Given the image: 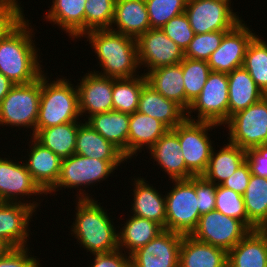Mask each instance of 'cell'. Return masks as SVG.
<instances>
[{
	"label": "cell",
	"instance_id": "603a6c76",
	"mask_svg": "<svg viewBox=\"0 0 267 267\" xmlns=\"http://www.w3.org/2000/svg\"><path fill=\"white\" fill-rule=\"evenodd\" d=\"M110 29L135 39L150 30L145 0H116Z\"/></svg>",
	"mask_w": 267,
	"mask_h": 267
},
{
	"label": "cell",
	"instance_id": "e575fe53",
	"mask_svg": "<svg viewBox=\"0 0 267 267\" xmlns=\"http://www.w3.org/2000/svg\"><path fill=\"white\" fill-rule=\"evenodd\" d=\"M243 199L248 219L258 229H267V178L251 174Z\"/></svg>",
	"mask_w": 267,
	"mask_h": 267
},
{
	"label": "cell",
	"instance_id": "8992f818",
	"mask_svg": "<svg viewBox=\"0 0 267 267\" xmlns=\"http://www.w3.org/2000/svg\"><path fill=\"white\" fill-rule=\"evenodd\" d=\"M41 76L28 84H15L0 103V126L23 127L36 134Z\"/></svg>",
	"mask_w": 267,
	"mask_h": 267
},
{
	"label": "cell",
	"instance_id": "d6986e66",
	"mask_svg": "<svg viewBox=\"0 0 267 267\" xmlns=\"http://www.w3.org/2000/svg\"><path fill=\"white\" fill-rule=\"evenodd\" d=\"M30 137L32 142L29 141L31 145L29 151H31L28 153L25 165L33 180L47 193L59 178L62 160L33 136Z\"/></svg>",
	"mask_w": 267,
	"mask_h": 267
},
{
	"label": "cell",
	"instance_id": "8d00e7d4",
	"mask_svg": "<svg viewBox=\"0 0 267 267\" xmlns=\"http://www.w3.org/2000/svg\"><path fill=\"white\" fill-rule=\"evenodd\" d=\"M243 67L248 71L258 88L267 95V43L256 35L249 43Z\"/></svg>",
	"mask_w": 267,
	"mask_h": 267
},
{
	"label": "cell",
	"instance_id": "277c9868",
	"mask_svg": "<svg viewBox=\"0 0 267 267\" xmlns=\"http://www.w3.org/2000/svg\"><path fill=\"white\" fill-rule=\"evenodd\" d=\"M47 74L41 75V96L36 133L40 129L81 121L79 120L77 87L65 77L49 82Z\"/></svg>",
	"mask_w": 267,
	"mask_h": 267
},
{
	"label": "cell",
	"instance_id": "484cf974",
	"mask_svg": "<svg viewBox=\"0 0 267 267\" xmlns=\"http://www.w3.org/2000/svg\"><path fill=\"white\" fill-rule=\"evenodd\" d=\"M179 267H227V251L183 235Z\"/></svg>",
	"mask_w": 267,
	"mask_h": 267
},
{
	"label": "cell",
	"instance_id": "52a82bcc",
	"mask_svg": "<svg viewBox=\"0 0 267 267\" xmlns=\"http://www.w3.org/2000/svg\"><path fill=\"white\" fill-rule=\"evenodd\" d=\"M171 181L174 183V188L165 193V229L182 235H191L201 216L195 193V176Z\"/></svg>",
	"mask_w": 267,
	"mask_h": 267
},
{
	"label": "cell",
	"instance_id": "5bb4252c",
	"mask_svg": "<svg viewBox=\"0 0 267 267\" xmlns=\"http://www.w3.org/2000/svg\"><path fill=\"white\" fill-rule=\"evenodd\" d=\"M138 61L140 68L150 70L162 66L179 64L184 58V51L161 28L150 29L137 39Z\"/></svg>",
	"mask_w": 267,
	"mask_h": 267
},
{
	"label": "cell",
	"instance_id": "ba28073f",
	"mask_svg": "<svg viewBox=\"0 0 267 267\" xmlns=\"http://www.w3.org/2000/svg\"><path fill=\"white\" fill-rule=\"evenodd\" d=\"M195 111L198 112V116L194 118L192 112L195 113ZM186 119L224 126L229 119L228 75L226 73L215 71L209 73L201 93L186 111Z\"/></svg>",
	"mask_w": 267,
	"mask_h": 267
},
{
	"label": "cell",
	"instance_id": "5b68a950",
	"mask_svg": "<svg viewBox=\"0 0 267 267\" xmlns=\"http://www.w3.org/2000/svg\"><path fill=\"white\" fill-rule=\"evenodd\" d=\"M124 162L92 159L75 153L66 159H62L59 178L56 184L46 193V196L53 192L55 194L59 191V188L60 190H63L62 188L64 190L66 188H77L79 193L77 192L76 199H93L92 195L90 196L85 190L83 191V188L85 189L91 184L95 186L96 183L106 180ZM79 186L83 188L81 189Z\"/></svg>",
	"mask_w": 267,
	"mask_h": 267
},
{
	"label": "cell",
	"instance_id": "d4e9b609",
	"mask_svg": "<svg viewBox=\"0 0 267 267\" xmlns=\"http://www.w3.org/2000/svg\"><path fill=\"white\" fill-rule=\"evenodd\" d=\"M169 129L156 118L141 112L130 114L128 133V159L141 153L144 146L150 149Z\"/></svg>",
	"mask_w": 267,
	"mask_h": 267
},
{
	"label": "cell",
	"instance_id": "d6a6232c",
	"mask_svg": "<svg viewBox=\"0 0 267 267\" xmlns=\"http://www.w3.org/2000/svg\"><path fill=\"white\" fill-rule=\"evenodd\" d=\"M130 217L126 220L124 226L120 228V232L118 231V249L124 250V253L128 255L145 246L164 230L155 221L134 215Z\"/></svg>",
	"mask_w": 267,
	"mask_h": 267
},
{
	"label": "cell",
	"instance_id": "30bf717a",
	"mask_svg": "<svg viewBox=\"0 0 267 267\" xmlns=\"http://www.w3.org/2000/svg\"><path fill=\"white\" fill-rule=\"evenodd\" d=\"M224 125L229 130L228 142L242 149L267 144V96L230 116Z\"/></svg>",
	"mask_w": 267,
	"mask_h": 267
},
{
	"label": "cell",
	"instance_id": "7dc6e473",
	"mask_svg": "<svg viewBox=\"0 0 267 267\" xmlns=\"http://www.w3.org/2000/svg\"><path fill=\"white\" fill-rule=\"evenodd\" d=\"M246 162L251 174L267 178V144L247 149Z\"/></svg>",
	"mask_w": 267,
	"mask_h": 267
},
{
	"label": "cell",
	"instance_id": "1f68e13d",
	"mask_svg": "<svg viewBox=\"0 0 267 267\" xmlns=\"http://www.w3.org/2000/svg\"><path fill=\"white\" fill-rule=\"evenodd\" d=\"M147 83L166 99L173 100L186 111V94L181 64L162 66L150 70Z\"/></svg>",
	"mask_w": 267,
	"mask_h": 267
},
{
	"label": "cell",
	"instance_id": "9a60e30c",
	"mask_svg": "<svg viewBox=\"0 0 267 267\" xmlns=\"http://www.w3.org/2000/svg\"><path fill=\"white\" fill-rule=\"evenodd\" d=\"M242 22L245 21L224 35L220 46L210 55L207 64L211 71L229 74L243 67L247 47L256 34Z\"/></svg>",
	"mask_w": 267,
	"mask_h": 267
},
{
	"label": "cell",
	"instance_id": "cb8c5ba5",
	"mask_svg": "<svg viewBox=\"0 0 267 267\" xmlns=\"http://www.w3.org/2000/svg\"><path fill=\"white\" fill-rule=\"evenodd\" d=\"M134 179L132 215L157 222L165 229L166 224V200L156 187L147 183L145 178Z\"/></svg>",
	"mask_w": 267,
	"mask_h": 267
},
{
	"label": "cell",
	"instance_id": "c3c4849f",
	"mask_svg": "<svg viewBox=\"0 0 267 267\" xmlns=\"http://www.w3.org/2000/svg\"><path fill=\"white\" fill-rule=\"evenodd\" d=\"M122 252L117 249L109 253L94 254L91 267H131V256Z\"/></svg>",
	"mask_w": 267,
	"mask_h": 267
},
{
	"label": "cell",
	"instance_id": "7bdbcfd3",
	"mask_svg": "<svg viewBox=\"0 0 267 267\" xmlns=\"http://www.w3.org/2000/svg\"><path fill=\"white\" fill-rule=\"evenodd\" d=\"M161 30L183 49V51H185L195 36L185 12L171 18L161 27Z\"/></svg>",
	"mask_w": 267,
	"mask_h": 267
},
{
	"label": "cell",
	"instance_id": "d590c367",
	"mask_svg": "<svg viewBox=\"0 0 267 267\" xmlns=\"http://www.w3.org/2000/svg\"><path fill=\"white\" fill-rule=\"evenodd\" d=\"M146 83L147 79L143 73L130 78H113V110L127 114L136 112L142 88Z\"/></svg>",
	"mask_w": 267,
	"mask_h": 267
},
{
	"label": "cell",
	"instance_id": "4dcf8cb0",
	"mask_svg": "<svg viewBox=\"0 0 267 267\" xmlns=\"http://www.w3.org/2000/svg\"><path fill=\"white\" fill-rule=\"evenodd\" d=\"M223 146L216 153L213 147L207 169L202 175L216 186L221 185L246 161L245 149L230 142Z\"/></svg>",
	"mask_w": 267,
	"mask_h": 267
},
{
	"label": "cell",
	"instance_id": "f35d334b",
	"mask_svg": "<svg viewBox=\"0 0 267 267\" xmlns=\"http://www.w3.org/2000/svg\"><path fill=\"white\" fill-rule=\"evenodd\" d=\"M215 210L242 221L251 231L258 229L248 219L243 195L221 185L216 186Z\"/></svg>",
	"mask_w": 267,
	"mask_h": 267
},
{
	"label": "cell",
	"instance_id": "bcb514c9",
	"mask_svg": "<svg viewBox=\"0 0 267 267\" xmlns=\"http://www.w3.org/2000/svg\"><path fill=\"white\" fill-rule=\"evenodd\" d=\"M29 251V247L11 249L0 258V267H40V260L31 256Z\"/></svg>",
	"mask_w": 267,
	"mask_h": 267
},
{
	"label": "cell",
	"instance_id": "44dd1931",
	"mask_svg": "<svg viewBox=\"0 0 267 267\" xmlns=\"http://www.w3.org/2000/svg\"><path fill=\"white\" fill-rule=\"evenodd\" d=\"M137 111L156 118L169 130L174 129L186 119V111L180 105L173 100L166 99L148 83L142 88Z\"/></svg>",
	"mask_w": 267,
	"mask_h": 267
},
{
	"label": "cell",
	"instance_id": "681fc988",
	"mask_svg": "<svg viewBox=\"0 0 267 267\" xmlns=\"http://www.w3.org/2000/svg\"><path fill=\"white\" fill-rule=\"evenodd\" d=\"M251 172L248 163L245 161L227 180H225L221 186L231 189L241 195L245 193V190L249 184Z\"/></svg>",
	"mask_w": 267,
	"mask_h": 267
},
{
	"label": "cell",
	"instance_id": "e0dca14e",
	"mask_svg": "<svg viewBox=\"0 0 267 267\" xmlns=\"http://www.w3.org/2000/svg\"><path fill=\"white\" fill-rule=\"evenodd\" d=\"M76 85L78 90L79 112L82 118L113 110V78L100 76L92 71L84 74ZM89 115H86V114Z\"/></svg>",
	"mask_w": 267,
	"mask_h": 267
},
{
	"label": "cell",
	"instance_id": "4fadbf2b",
	"mask_svg": "<svg viewBox=\"0 0 267 267\" xmlns=\"http://www.w3.org/2000/svg\"><path fill=\"white\" fill-rule=\"evenodd\" d=\"M0 157V202L23 203L34 207L37 210L38 202L21 199L24 196L28 199L30 196H42L46 193L33 180L31 174L27 171L23 161L14 162L12 159ZM42 194V195H41ZM19 200V201H18ZM28 201V202H27ZM32 202V203H31Z\"/></svg>",
	"mask_w": 267,
	"mask_h": 267
},
{
	"label": "cell",
	"instance_id": "8fae6325",
	"mask_svg": "<svg viewBox=\"0 0 267 267\" xmlns=\"http://www.w3.org/2000/svg\"><path fill=\"white\" fill-rule=\"evenodd\" d=\"M230 5L223 0H187L185 14L195 34L230 31L243 20Z\"/></svg>",
	"mask_w": 267,
	"mask_h": 267
},
{
	"label": "cell",
	"instance_id": "3957f363",
	"mask_svg": "<svg viewBox=\"0 0 267 267\" xmlns=\"http://www.w3.org/2000/svg\"><path fill=\"white\" fill-rule=\"evenodd\" d=\"M96 199H77L71 234L91 254L109 253L118 249V230L107 210Z\"/></svg>",
	"mask_w": 267,
	"mask_h": 267
},
{
	"label": "cell",
	"instance_id": "6da1fadb",
	"mask_svg": "<svg viewBox=\"0 0 267 267\" xmlns=\"http://www.w3.org/2000/svg\"><path fill=\"white\" fill-rule=\"evenodd\" d=\"M29 21L24 19L0 41V72L14 84L31 83L44 73Z\"/></svg>",
	"mask_w": 267,
	"mask_h": 267
},
{
	"label": "cell",
	"instance_id": "ac0fdd59",
	"mask_svg": "<svg viewBox=\"0 0 267 267\" xmlns=\"http://www.w3.org/2000/svg\"><path fill=\"white\" fill-rule=\"evenodd\" d=\"M35 208L16 202H0V239L12 248L28 247L29 221Z\"/></svg>",
	"mask_w": 267,
	"mask_h": 267
},
{
	"label": "cell",
	"instance_id": "2e32d148",
	"mask_svg": "<svg viewBox=\"0 0 267 267\" xmlns=\"http://www.w3.org/2000/svg\"><path fill=\"white\" fill-rule=\"evenodd\" d=\"M183 235L164 229L131 256V267H179Z\"/></svg>",
	"mask_w": 267,
	"mask_h": 267
},
{
	"label": "cell",
	"instance_id": "836d02e7",
	"mask_svg": "<svg viewBox=\"0 0 267 267\" xmlns=\"http://www.w3.org/2000/svg\"><path fill=\"white\" fill-rule=\"evenodd\" d=\"M79 121L40 129L33 137L61 160L75 154Z\"/></svg>",
	"mask_w": 267,
	"mask_h": 267
},
{
	"label": "cell",
	"instance_id": "74e56055",
	"mask_svg": "<svg viewBox=\"0 0 267 267\" xmlns=\"http://www.w3.org/2000/svg\"><path fill=\"white\" fill-rule=\"evenodd\" d=\"M183 71V83L186 94V111L201 93L211 72L207 61L184 58L180 62Z\"/></svg>",
	"mask_w": 267,
	"mask_h": 267
},
{
	"label": "cell",
	"instance_id": "ab89813d",
	"mask_svg": "<svg viewBox=\"0 0 267 267\" xmlns=\"http://www.w3.org/2000/svg\"><path fill=\"white\" fill-rule=\"evenodd\" d=\"M116 0H87L85 3V34L93 30L110 29Z\"/></svg>",
	"mask_w": 267,
	"mask_h": 267
},
{
	"label": "cell",
	"instance_id": "ffe728a7",
	"mask_svg": "<svg viewBox=\"0 0 267 267\" xmlns=\"http://www.w3.org/2000/svg\"><path fill=\"white\" fill-rule=\"evenodd\" d=\"M149 151L150 159L153 158L171 180L194 177L186 168L179 138L172 130H168Z\"/></svg>",
	"mask_w": 267,
	"mask_h": 267
},
{
	"label": "cell",
	"instance_id": "f907efd6",
	"mask_svg": "<svg viewBox=\"0 0 267 267\" xmlns=\"http://www.w3.org/2000/svg\"><path fill=\"white\" fill-rule=\"evenodd\" d=\"M15 84L0 72V103Z\"/></svg>",
	"mask_w": 267,
	"mask_h": 267
},
{
	"label": "cell",
	"instance_id": "7c38bea8",
	"mask_svg": "<svg viewBox=\"0 0 267 267\" xmlns=\"http://www.w3.org/2000/svg\"><path fill=\"white\" fill-rule=\"evenodd\" d=\"M251 230L240 220L212 210L200 216L191 236L203 243L231 250Z\"/></svg>",
	"mask_w": 267,
	"mask_h": 267
},
{
	"label": "cell",
	"instance_id": "ee69618b",
	"mask_svg": "<svg viewBox=\"0 0 267 267\" xmlns=\"http://www.w3.org/2000/svg\"><path fill=\"white\" fill-rule=\"evenodd\" d=\"M19 0H0V41L12 32L24 19Z\"/></svg>",
	"mask_w": 267,
	"mask_h": 267
},
{
	"label": "cell",
	"instance_id": "f546056e",
	"mask_svg": "<svg viewBox=\"0 0 267 267\" xmlns=\"http://www.w3.org/2000/svg\"><path fill=\"white\" fill-rule=\"evenodd\" d=\"M227 75L229 118L236 112L259 102L265 96L244 67L234 69Z\"/></svg>",
	"mask_w": 267,
	"mask_h": 267
},
{
	"label": "cell",
	"instance_id": "7a4b0ae2",
	"mask_svg": "<svg viewBox=\"0 0 267 267\" xmlns=\"http://www.w3.org/2000/svg\"><path fill=\"white\" fill-rule=\"evenodd\" d=\"M87 35V36H86ZM97 55L102 71L94 73L114 79L139 76L138 48L135 38L112 31L93 30L84 36ZM138 74H137V73Z\"/></svg>",
	"mask_w": 267,
	"mask_h": 267
},
{
	"label": "cell",
	"instance_id": "83f0119b",
	"mask_svg": "<svg viewBox=\"0 0 267 267\" xmlns=\"http://www.w3.org/2000/svg\"><path fill=\"white\" fill-rule=\"evenodd\" d=\"M87 0H53L45 15L47 21L58 25L69 38L85 35V3Z\"/></svg>",
	"mask_w": 267,
	"mask_h": 267
},
{
	"label": "cell",
	"instance_id": "4316f807",
	"mask_svg": "<svg viewBox=\"0 0 267 267\" xmlns=\"http://www.w3.org/2000/svg\"><path fill=\"white\" fill-rule=\"evenodd\" d=\"M86 122L103 138L117 147L128 159V133L130 114L111 110L86 117Z\"/></svg>",
	"mask_w": 267,
	"mask_h": 267
},
{
	"label": "cell",
	"instance_id": "60d3db41",
	"mask_svg": "<svg viewBox=\"0 0 267 267\" xmlns=\"http://www.w3.org/2000/svg\"><path fill=\"white\" fill-rule=\"evenodd\" d=\"M151 29H158L185 12L187 0H145Z\"/></svg>",
	"mask_w": 267,
	"mask_h": 267
},
{
	"label": "cell",
	"instance_id": "b9f144b4",
	"mask_svg": "<svg viewBox=\"0 0 267 267\" xmlns=\"http://www.w3.org/2000/svg\"><path fill=\"white\" fill-rule=\"evenodd\" d=\"M228 31H214L195 34L184 51L185 58L207 61L210 55L220 46Z\"/></svg>",
	"mask_w": 267,
	"mask_h": 267
},
{
	"label": "cell",
	"instance_id": "816d5d0a",
	"mask_svg": "<svg viewBox=\"0 0 267 267\" xmlns=\"http://www.w3.org/2000/svg\"><path fill=\"white\" fill-rule=\"evenodd\" d=\"M11 249H13L6 241L0 239V258L5 256Z\"/></svg>",
	"mask_w": 267,
	"mask_h": 267
},
{
	"label": "cell",
	"instance_id": "f1b7e54d",
	"mask_svg": "<svg viewBox=\"0 0 267 267\" xmlns=\"http://www.w3.org/2000/svg\"><path fill=\"white\" fill-rule=\"evenodd\" d=\"M75 153L104 161H126L124 154L103 138L86 122L80 121L76 136Z\"/></svg>",
	"mask_w": 267,
	"mask_h": 267
},
{
	"label": "cell",
	"instance_id": "f6af8a7d",
	"mask_svg": "<svg viewBox=\"0 0 267 267\" xmlns=\"http://www.w3.org/2000/svg\"><path fill=\"white\" fill-rule=\"evenodd\" d=\"M195 193L199 203V213L203 215L215 210L216 185L202 176H195Z\"/></svg>",
	"mask_w": 267,
	"mask_h": 267
},
{
	"label": "cell",
	"instance_id": "7402d4cb",
	"mask_svg": "<svg viewBox=\"0 0 267 267\" xmlns=\"http://www.w3.org/2000/svg\"><path fill=\"white\" fill-rule=\"evenodd\" d=\"M227 267H267V229L250 231L229 250Z\"/></svg>",
	"mask_w": 267,
	"mask_h": 267
},
{
	"label": "cell",
	"instance_id": "9c48e42d",
	"mask_svg": "<svg viewBox=\"0 0 267 267\" xmlns=\"http://www.w3.org/2000/svg\"><path fill=\"white\" fill-rule=\"evenodd\" d=\"M218 126L211 122L185 119L172 129L179 138L186 168L194 176H202L207 169L213 149L208 131Z\"/></svg>",
	"mask_w": 267,
	"mask_h": 267
}]
</instances>
